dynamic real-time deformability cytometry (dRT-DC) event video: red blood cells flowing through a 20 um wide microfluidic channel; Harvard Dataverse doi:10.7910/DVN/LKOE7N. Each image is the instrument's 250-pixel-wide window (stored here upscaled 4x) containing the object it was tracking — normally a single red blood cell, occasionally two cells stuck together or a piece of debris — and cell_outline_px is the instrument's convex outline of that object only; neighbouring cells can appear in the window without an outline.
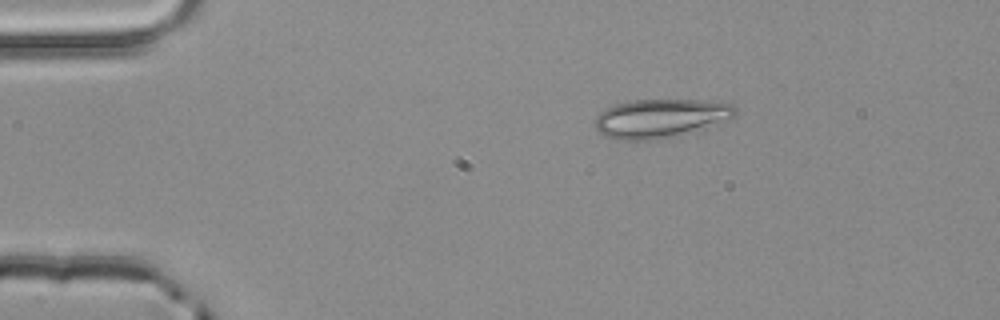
{"species": "common noctule bat (a hibernating species)", "species_latin": "Nyctalus noctula", "temperature_condition": "room temperature", "stored_images_in_passage": 2, "camera_frame_rate_fps": 3000, "um_per_image_px": 0.085, "animal": {"sex": "male", "body_mass_g": 20.4}, "frame": {"image": 1, "passage_image": 1, "time_ms": 0.0, "image_size_px": [1000, 320], "cell_outline_px": [[736, 116], [676, 136], [656, 140], [628, 140], [604, 136], [596, 128], [596, 116], [600, 112], [616, 104], [632, 100], [700, 100], [732, 104], [736, 108]], "centroid_in_image_um": [56.11, 10.05], "position_along_channel_um": 28.9, "area_um2": 31.1}}